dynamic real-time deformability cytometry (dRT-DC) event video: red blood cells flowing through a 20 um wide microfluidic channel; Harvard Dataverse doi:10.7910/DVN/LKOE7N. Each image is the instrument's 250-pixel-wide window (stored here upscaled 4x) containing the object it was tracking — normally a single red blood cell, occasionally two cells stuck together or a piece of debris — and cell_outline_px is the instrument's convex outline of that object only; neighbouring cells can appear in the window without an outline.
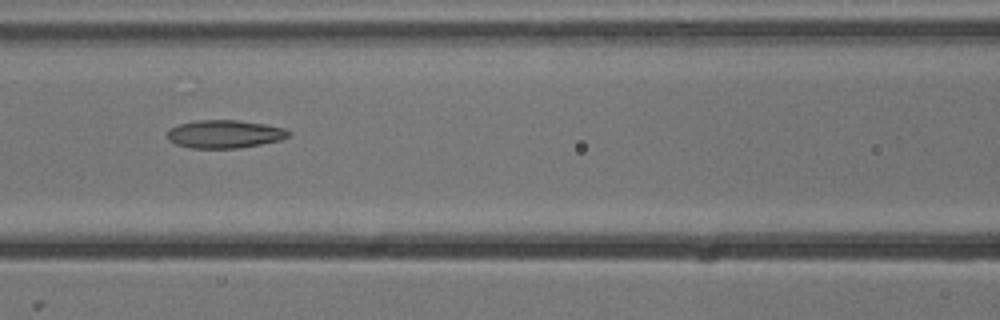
{"species": "common noctule bat (a hibernating species)", "species_latin": "Nyctalus noctula", "temperature_condition": "cold", "stored_images_in_passage": 5, "camera_frame_rate_fps": 3000, "um_per_image_px": 0.085, "animal": {"sex": "male", "body_mass_g": 13.3}, "frame": {"image": 1, "passage_image": 3, "time_ms": 0.667, "image_size_px": [1000, 320], "cell_outline_px": [[292, 136], [280, 140], [260, 144], [236, 148], [192, 148], [176, 144], [168, 140], [168, 132], [176, 124], [196, 120], [236, 120], [264, 124], [284, 128], [292, 132]], "centroid_in_image_um": [19.11, 11.39], "position_along_channel_um": 147.5, "area_um2": 19.83}}
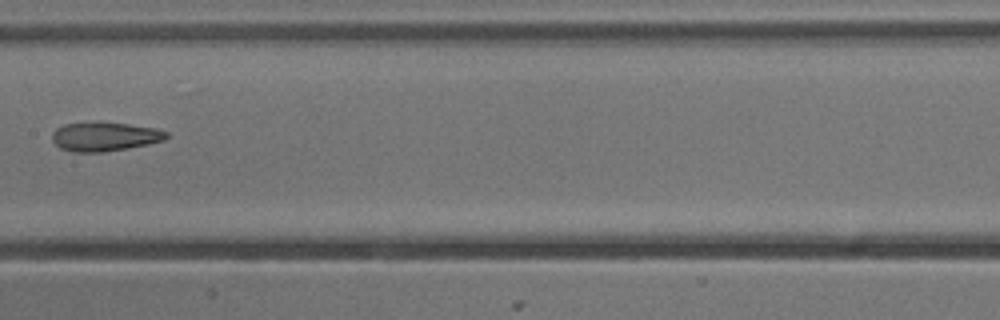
{"frame": {"image": 2, "passage_image": 4, "time_ms": 1.0, "image_size_px": [1000, 320], "cell_outline_px": [[168, 136], [164, 140], [148, 144], [128, 148], [104, 152], [72, 152], [60, 148], [52, 140], [52, 132], [56, 128], [64, 124], [128, 124], [156, 128], [168, 132]], "centroid_in_image_um": [8.91, 11.64], "position_along_channel_um": 198.5, "area_um2": 18.84}}
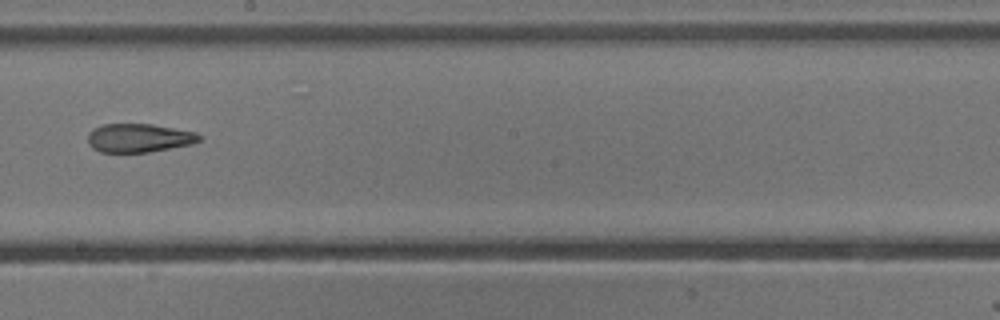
{"frame": {"image": 3, "passage_image": 5, "time_ms": 1.333, "image_size_px": [1000, 320], "cell_outline_px": [[200, 140], [192, 144], [148, 152], [100, 152], [92, 148], [88, 144], [88, 132], [92, 128], [100, 124], [152, 124], [196, 132], [200, 136]], "centroid_in_image_um": [11.76, 11.72], "position_along_channel_um": 236.4, "area_um2": 18.67}}